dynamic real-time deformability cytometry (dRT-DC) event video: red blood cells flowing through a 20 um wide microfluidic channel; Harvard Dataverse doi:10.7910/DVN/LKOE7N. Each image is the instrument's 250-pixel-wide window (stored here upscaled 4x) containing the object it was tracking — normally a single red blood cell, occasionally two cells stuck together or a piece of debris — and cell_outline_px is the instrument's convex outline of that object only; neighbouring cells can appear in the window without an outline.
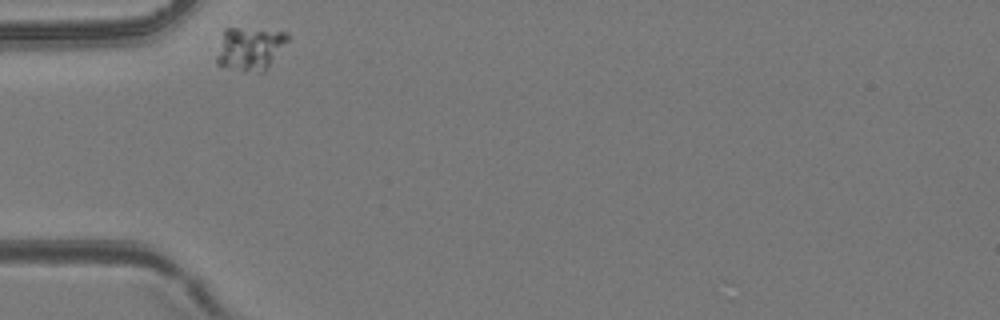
{"species": "common noctule bat (a hibernating species)", "species_latin": "Nyctalus noctula", "temperature_condition": "room temperature", "stored_images_in_passage": 29, "camera_frame_rate_fps": 3000, "um_per_image_px": 0.085, "animal": {"sex": "female", "body_mass_g": 24.6, "forearm_length_mm": 56.2}, "frame": {"image": 1, "passage_image": 1, "time_ms": 0.0, "image_size_px": [1000, 320], "cell_outline_px": [[288, 40], [264, 72], [244, 72], [216, 64], [216, 56], [224, 28], [236, 28], [288, 32]], "centroid_in_image_um": [21.21, 4.15], "position_along_channel_um": 63.8, "area_um2": 17.74}}
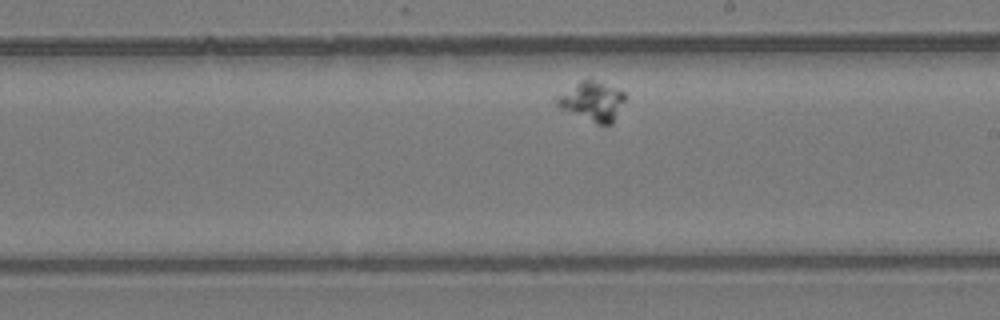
{"frame": {"image": 2, "passage_image": 16, "time_ms": 5.0, "image_size_px": [1000, 320], "cell_outline_px": [[624, 100], [612, 124], [596, 124], [560, 108], [556, 104], [556, 96], [580, 80], [588, 76], [592, 76], [624, 92]], "centroid_in_image_um": [50.32, 8.55], "position_along_channel_um": 238.7, "area_um2": 15.9}}
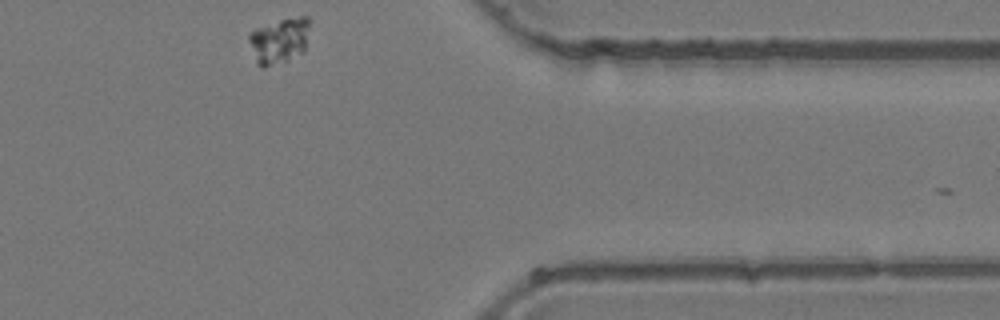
{"frame": {"image": 3, "passage_image": 29, "time_ms": 9.333, "image_size_px": [1000, 320], "cell_outline_px": [[312, 20], [304, 52], [288, 60], [264, 68], [260, 68], [256, 64], [248, 40], [248, 36], [256, 28], [280, 20], [300, 16], [308, 16]], "centroid_in_image_um": [23.77, 3.46], "position_along_channel_um": 387.6, "area_um2": 16.47}}